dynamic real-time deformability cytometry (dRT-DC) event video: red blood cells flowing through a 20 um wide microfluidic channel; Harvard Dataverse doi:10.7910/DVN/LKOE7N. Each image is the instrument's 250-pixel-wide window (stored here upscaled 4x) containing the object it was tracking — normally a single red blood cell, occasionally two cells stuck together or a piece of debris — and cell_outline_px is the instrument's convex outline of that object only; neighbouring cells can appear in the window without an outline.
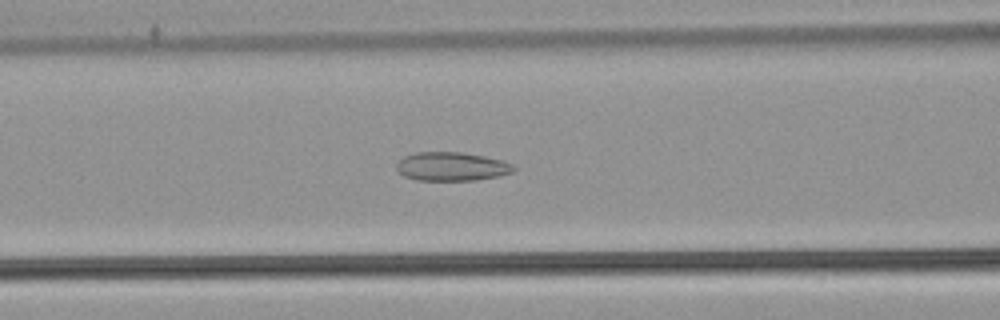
{"species": "common noctule bat (a hibernating species)", "species_latin": "Nyctalus noctula", "temperature_condition": "warm", "stored_images_in_passage": 54, "camera_frame_rate_fps": 3000, "um_per_image_px": 0.085, "animal": {"sex": "male", "body_mass_g": 21.5, "forearm_length_mm": 52.0}, "frame": {"image": 1, "passage_image": 23, "time_ms": 7.333, "image_size_px": [1000, 320], "cell_outline_px": [[516, 168], [512, 172], [500, 176], [476, 180], [416, 180], [404, 176], [396, 168], [396, 164], [404, 156], [416, 152], [460, 152], [484, 156], [500, 160], [512, 164]], "centroid_in_image_um": [38.38, 14.15], "position_along_channel_um": 128.2, "area_um2": 19.54}}
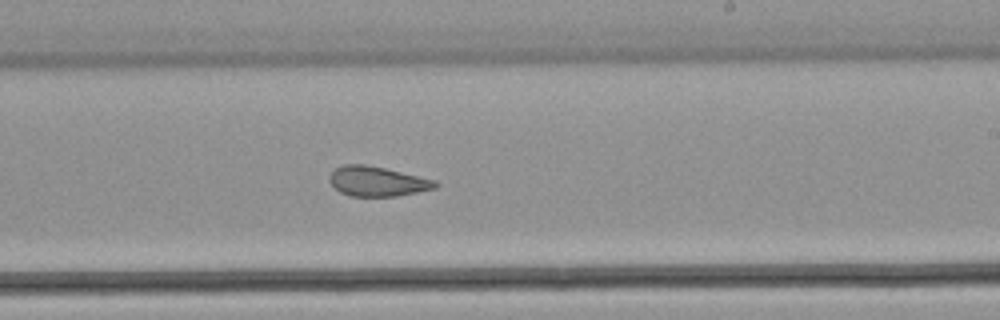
{"frame": {"image": 2, "passage_image": 33, "time_ms": 10.667, "image_size_px": [1000, 320], "cell_outline_px": [[440, 184], [436, 188], [396, 196], [352, 196], [340, 192], [328, 180], [328, 176], [336, 168], [344, 164], [364, 164], [384, 168], [436, 180]], "centroid_in_image_um": [32.07, 15.41], "position_along_channel_um": 256.9, "area_um2": 18.26}}
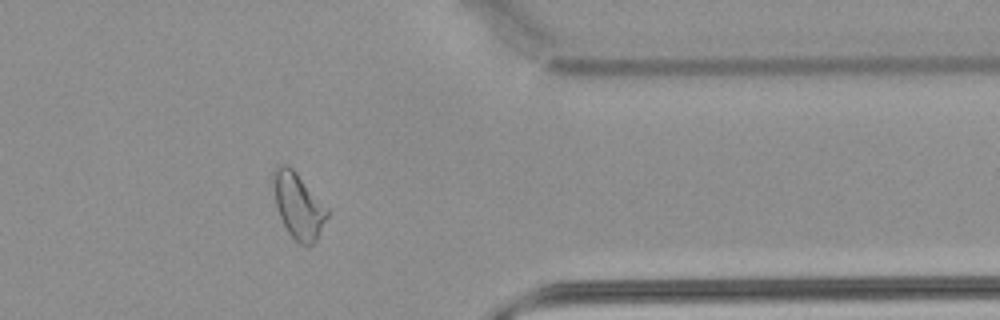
{"frame": {"image": 3, "passage_image": 44, "time_ms": 14.333, "image_size_px": [1000, 320], "cell_outline_px": [[328, 216], [316, 240], [308, 248], [300, 244], [288, 232], [280, 216], [276, 204], [272, 180], [272, 172], [276, 164], [288, 164], [296, 172], [328, 208]], "centroid_in_image_um": [25.34, 17.46], "position_along_channel_um": 386.1, "area_um2": 20.58}, "authors_computed_cell_mechanics": {"area_um2": 22.2241, "velocity_mm_per_s": 3.8694, "shape_relaxation_time_tau1_ms": null, "shape_relaxation_time_tau2_ms": 2.2782, "deformation_change_tau1": null, "deformation_change_tau2": 0.0914}}